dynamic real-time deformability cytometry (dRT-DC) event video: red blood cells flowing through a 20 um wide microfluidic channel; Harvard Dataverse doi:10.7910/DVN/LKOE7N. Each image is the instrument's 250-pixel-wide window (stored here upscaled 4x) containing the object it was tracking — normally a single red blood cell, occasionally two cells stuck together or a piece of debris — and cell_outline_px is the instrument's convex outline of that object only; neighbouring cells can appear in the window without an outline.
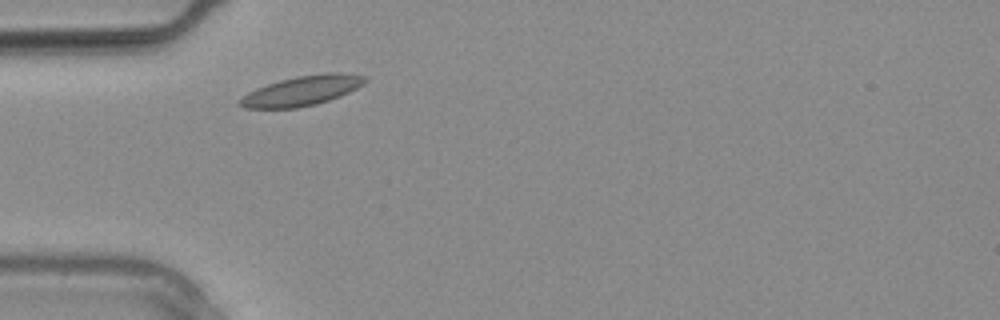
{"species": "common noctule bat (a hibernating species)", "species_latin": "Nyctalus noctula", "temperature_condition": "warm", "stored_images_in_passage": 1, "camera_frame_rate_fps": 3000, "um_per_image_px": 0.085, "animal": {"sex": "male", "body_mass_g": 20.4}, "frame": {"image": 1, "passage_image": 1, "time_ms": 0.0, "image_size_px": [1000, 320], "cell_outline_px": [[368, 80], [364, 84], [340, 96], [316, 104], [296, 108], [244, 108], [236, 104], [236, 100], [248, 92], [256, 88], [280, 80], [296, 76], [328, 72], [336, 72], [368, 76]], "centroid_in_image_um": [25.64, 7.71], "position_along_channel_um": 59.4, "area_um2": 21.85}}